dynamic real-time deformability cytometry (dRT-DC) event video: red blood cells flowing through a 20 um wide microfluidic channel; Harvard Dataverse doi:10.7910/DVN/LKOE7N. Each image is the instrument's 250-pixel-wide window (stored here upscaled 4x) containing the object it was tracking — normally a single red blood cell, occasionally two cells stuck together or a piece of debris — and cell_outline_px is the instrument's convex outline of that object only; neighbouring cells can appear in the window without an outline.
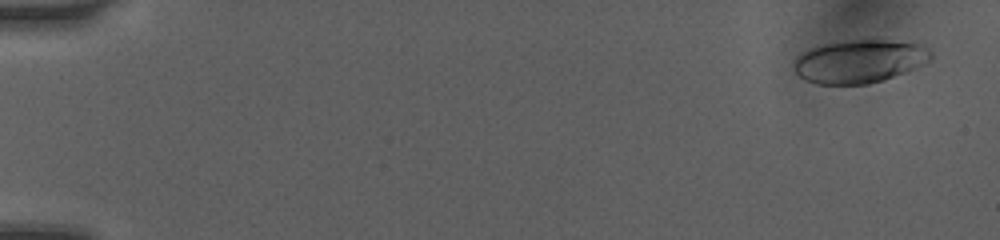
{"species": "human", "species_latin": "Homo sapiens", "temperature_condition": "room temperature", "stored_images_in_passage": 7, "camera_frame_rate_fps": 3000, "um_per_image_px": 0.085, "donor": {"sex": "female"}, "frame": {"image": 1, "passage_image": 1, "time_ms": 0.0, "image_size_px": [1000, 240], "cell_outline_px": [[932, 56], [928, 60], [904, 72], [884, 80], [868, 84], [816, 84], [804, 80], [792, 68], [792, 64], [796, 56], [812, 48], [828, 44], [852, 40], [888, 40], [920, 44], [928, 48], [932, 52]], "centroid_in_image_um": [73.01, 5.22], "position_along_channel_um": 12.0, "area_um2": 34.1}}
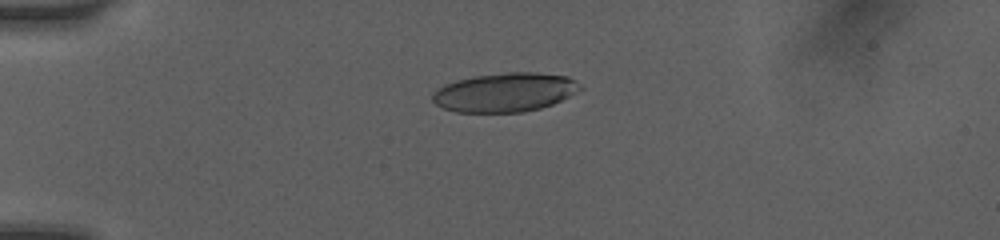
{"frame": {"image": 2, "passage_image": 5, "time_ms": 3.667, "image_size_px": [1000, 240], "cell_outline_px": [[584, 88], [552, 104], [540, 108], [524, 112], [456, 112], [444, 108], [436, 104], [432, 100], [432, 96], [444, 84], [456, 80], [476, 76], [508, 72], [536, 72], [568, 76], [576, 80]], "centroid_in_image_um": [42.95, 7.84], "position_along_channel_um": 42.0, "area_um2": 33.41}}
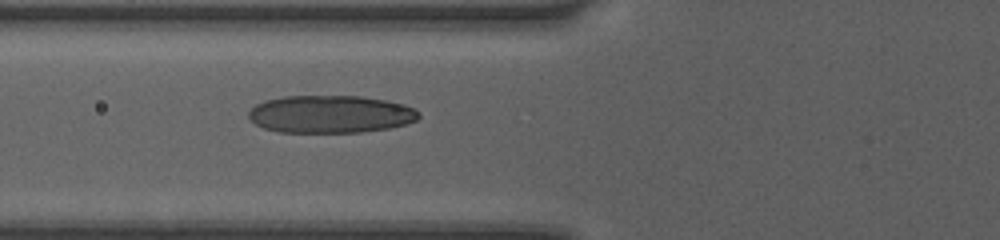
{"frame": {"image": 3, "passage_image": 7, "time_ms": 6.0, "image_size_px": [1000, 240], "cell_outline_px": [[420, 116], [416, 120], [404, 124], [388, 128], [360, 132], [280, 132], [264, 128], [256, 124], [248, 116], [248, 112], [256, 104], [264, 100], [284, 96], [360, 96], [384, 100], [404, 104], [420, 112]], "centroid_in_image_um": [28.07, 9.7], "position_along_channel_um": 97.7, "area_um2": 37.17}}